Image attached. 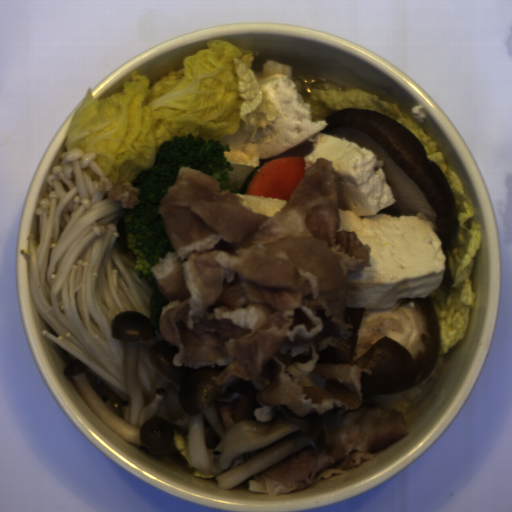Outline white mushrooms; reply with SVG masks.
<instances>
[{
	"label": "white mushrooms",
	"mask_w": 512,
	"mask_h": 512,
	"mask_svg": "<svg viewBox=\"0 0 512 512\" xmlns=\"http://www.w3.org/2000/svg\"><path fill=\"white\" fill-rule=\"evenodd\" d=\"M158 336L149 316L125 310L111 322V338L123 340V373L128 400H123L102 381L88 373L78 359L63 371L83 400L114 434L137 448L154 455H167L174 449V427L187 432V446L193 468L213 475L220 490L236 488L250 477L248 491L267 494L255 474L307 449L319 456L326 440L324 416L316 411L299 416L287 405L275 408L259 405L256 418L238 421L225 431L219 403L234 402L240 384L223 386L211 378L228 365L214 368L175 366L179 347L166 341L149 347V358L157 374L151 401L138 377L142 343ZM174 426V427H173Z\"/></svg>",
	"instance_id": "obj_1"
}]
</instances>
